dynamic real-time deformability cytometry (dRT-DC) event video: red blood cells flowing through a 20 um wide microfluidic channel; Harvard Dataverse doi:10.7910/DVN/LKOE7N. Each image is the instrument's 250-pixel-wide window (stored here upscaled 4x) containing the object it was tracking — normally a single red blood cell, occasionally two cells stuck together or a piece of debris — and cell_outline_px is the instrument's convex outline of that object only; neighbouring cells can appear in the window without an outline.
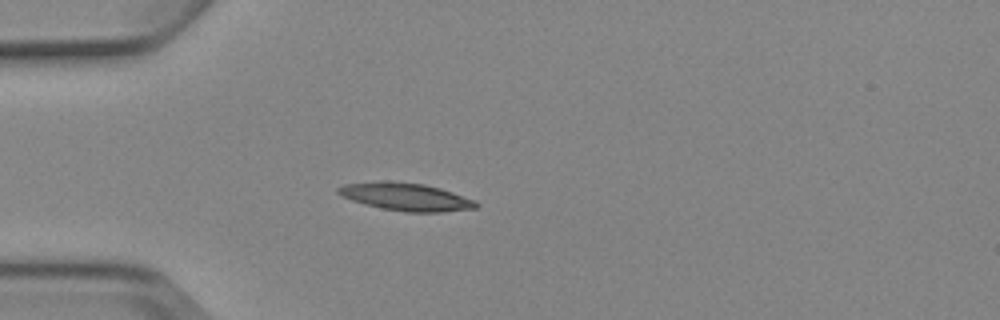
{"species": "Egyptian fruit bat (a non-hibernating species)", "species_latin": "Rousettus aegyptiacus", "temperature_condition": "cold", "stored_images_in_passage": 6, "camera_frame_rate_fps": 3000, "um_per_image_px": 0.085, "animal": {"sex": "female"}, "frame": {"image": 1, "passage_image": 5, "time_ms": 4.667, "image_size_px": [1000, 320], "cell_outline_px": [[480, 204], [476, 208], [440, 212], [404, 212], [364, 204], [340, 196], [336, 192], [336, 188], [344, 184], [384, 180], [424, 184], [440, 188], [476, 200]], "centroid_in_image_um": [34.48, 16.72], "position_along_channel_um": 50.5, "area_um2": 22.37}}